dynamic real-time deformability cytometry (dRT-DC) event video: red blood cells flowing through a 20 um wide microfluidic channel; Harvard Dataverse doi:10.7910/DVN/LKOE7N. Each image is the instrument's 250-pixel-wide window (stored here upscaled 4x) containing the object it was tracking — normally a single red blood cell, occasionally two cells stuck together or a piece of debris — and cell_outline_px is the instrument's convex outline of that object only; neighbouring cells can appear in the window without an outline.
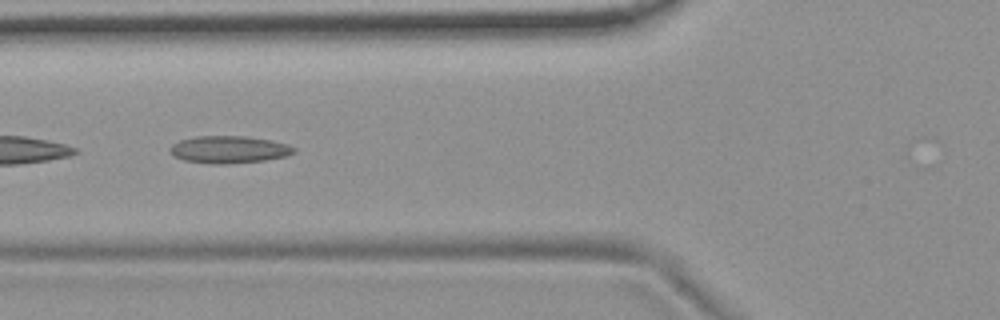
{"species": "common noctule bat (a hibernating species)", "species_latin": "Nyctalus noctula", "temperature_condition": "room temperature", "stored_images_in_passage": 6, "camera_frame_rate_fps": 3000, "um_per_image_px": 0.085, "animal": {"sex": "female", "body_mass_g": 19.9}, "frame": {"image": 1, "passage_image": 5, "time_ms": 1.333, "image_size_px": [1000, 320], "cell_outline_px": [[296, 152], [288, 156], [264, 160], [228, 164], [208, 164], [184, 160], [172, 156], [168, 148], [172, 144], [180, 140], [196, 136], [248, 136], [272, 140], [288, 144], [296, 148]], "centroid_in_image_um": [19.47, 12.71], "position_along_channel_um": 106.3, "area_um2": 20.06}}
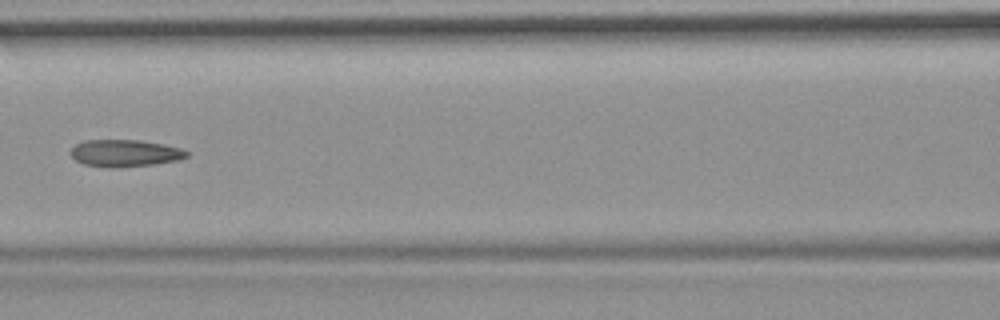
{"frame": {"image": 2, "passage_image": 6, "time_ms": 1.667, "image_size_px": [1000, 320], "cell_outline_px": [[188, 156], [176, 160], [156, 164], [112, 168], [84, 164], [76, 160], [68, 152], [76, 144], [84, 140], [140, 140], [164, 144], [180, 148], [188, 152]], "centroid_in_image_um": [10.6, 13.01], "position_along_channel_um": 156.0, "area_um2": 18.26}}